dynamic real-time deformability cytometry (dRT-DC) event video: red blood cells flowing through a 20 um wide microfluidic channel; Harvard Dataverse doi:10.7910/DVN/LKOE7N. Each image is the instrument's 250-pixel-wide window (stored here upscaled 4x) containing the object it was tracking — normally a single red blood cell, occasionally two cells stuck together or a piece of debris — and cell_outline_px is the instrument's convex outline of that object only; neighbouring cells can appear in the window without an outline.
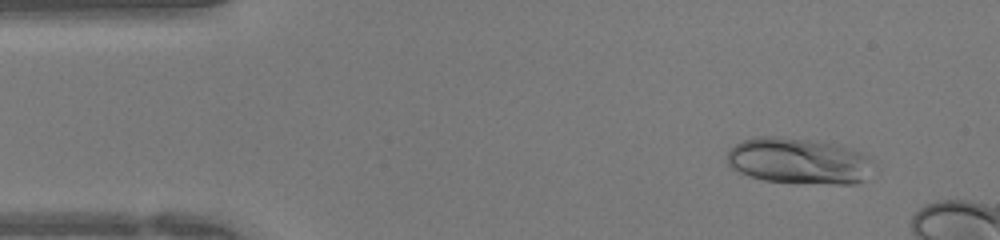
{"species": "human", "species_latin": "Homo sapiens", "temperature_condition": "warm", "stored_images_in_passage": 10, "camera_frame_rate_fps": 3000, "um_per_image_px": 0.085, "donor": {"sex": "female"}, "frame": {"image": 1, "passage_image": 4, "time_ms": 1.0, "image_size_px": [1000, 240], "cell_outline_px": [[872, 160], [860, 180], [856, 184], [836, 184], [764, 180], [748, 176], [732, 168], [724, 160], [728, 152], [736, 144], [744, 140], [756, 136], [776, 136], [840, 144], [864, 152]], "centroid_in_image_um": [67.82, 13.65], "position_along_channel_um": 17.2, "area_um2": 38.9}}